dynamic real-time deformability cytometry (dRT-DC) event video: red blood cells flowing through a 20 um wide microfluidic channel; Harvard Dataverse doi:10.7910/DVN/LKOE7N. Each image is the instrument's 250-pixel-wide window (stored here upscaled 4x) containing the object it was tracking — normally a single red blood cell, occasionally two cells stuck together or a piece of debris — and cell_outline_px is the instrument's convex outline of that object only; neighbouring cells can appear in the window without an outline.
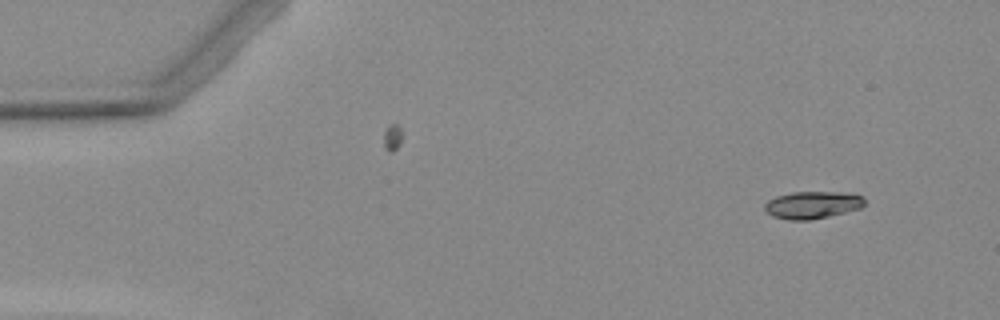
{"species": "Egyptian fruit bat (a non-hibernating species)", "species_latin": "Rousettus aegyptiacus", "temperature_condition": "warm", "stored_images_in_passage": 2, "camera_frame_rate_fps": 3000, "um_per_image_px": 0.085, "animal": {"sex": "female"}, "frame": {"image": 1, "passage_image": 2, "time_ms": 2.0, "image_size_px": [1000, 320], "cell_outline_px": [[864, 204], [860, 208], [828, 216], [808, 220], [788, 220], [772, 216], [764, 208], [764, 204], [768, 200], [776, 196], [792, 192], [840, 192], [860, 196], [864, 200]], "centroid_in_image_um": [69.0, 17.42], "position_along_channel_um": 16.0, "area_um2": 15.66}}